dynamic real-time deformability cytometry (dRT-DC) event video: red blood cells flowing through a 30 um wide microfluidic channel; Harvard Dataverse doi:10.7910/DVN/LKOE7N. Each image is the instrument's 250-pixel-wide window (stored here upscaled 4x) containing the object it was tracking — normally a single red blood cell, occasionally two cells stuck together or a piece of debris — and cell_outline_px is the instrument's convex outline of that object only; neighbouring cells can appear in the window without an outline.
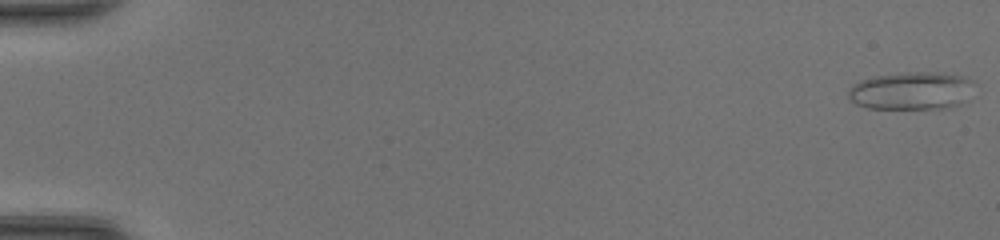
{"species": "common noctule bat (a hibernating species)", "species_latin": "Nyctalus noctula", "temperature_condition": "room temperature", "stored_images_in_passage": 39, "camera_frame_rate_fps": 3000, "um_per_image_px": 0.085, "animal": {"sex": "female", "body_mass_g": 20.0, "forearm_length_mm": 54.0}, "frame": {"image": 1, "passage_image": 1, "time_ms": 0.0, "image_size_px": [1000, 240], "cell_outline_px": [[976, 84], [960, 104], [952, 108], [868, 108], [856, 104], [848, 100], [848, 88], [852, 84], [860, 80], [872, 76], [908, 72], [936, 72], [964, 76], [976, 80]], "centroid_in_image_um": [77.46, 7.7], "position_along_channel_um": 7.5, "area_um2": 28.09}}
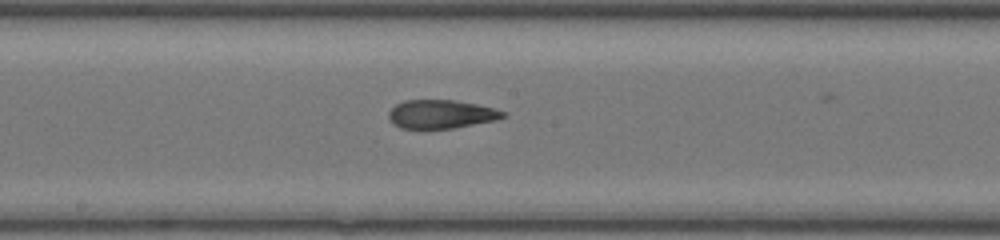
{"frame": {"image": 2, "passage_image": 27, "time_ms": 8.667, "image_size_px": [1000, 240], "cell_outline_px": [[508, 116], [496, 120], [452, 128], [400, 128], [392, 124], [388, 120], [388, 112], [396, 104], [404, 100], [456, 100], [496, 108], [508, 112]], "centroid_in_image_um": [37.51, 9.7], "position_along_channel_um": 210.7, "area_um2": 19.25}}
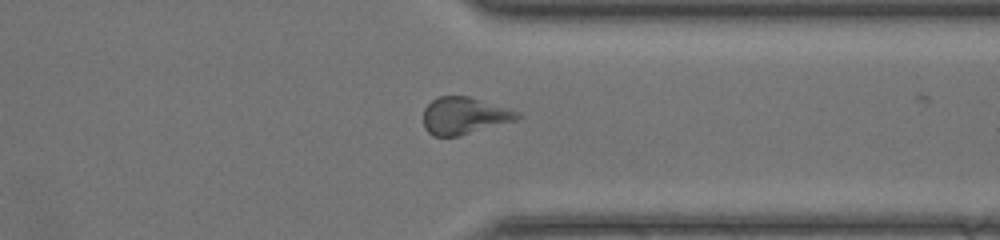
{"frame": {"image": 3, "passage_image": 38, "time_ms": 12.333, "image_size_px": [1000, 240], "cell_outline_px": [[520, 116], [516, 120], [456, 136], [432, 136], [424, 128], [424, 108], [436, 96], [468, 96], [508, 108], [520, 112]], "centroid_in_image_um": [39.42, 9.82], "position_along_channel_um": 372.0, "area_um2": 20.06}}